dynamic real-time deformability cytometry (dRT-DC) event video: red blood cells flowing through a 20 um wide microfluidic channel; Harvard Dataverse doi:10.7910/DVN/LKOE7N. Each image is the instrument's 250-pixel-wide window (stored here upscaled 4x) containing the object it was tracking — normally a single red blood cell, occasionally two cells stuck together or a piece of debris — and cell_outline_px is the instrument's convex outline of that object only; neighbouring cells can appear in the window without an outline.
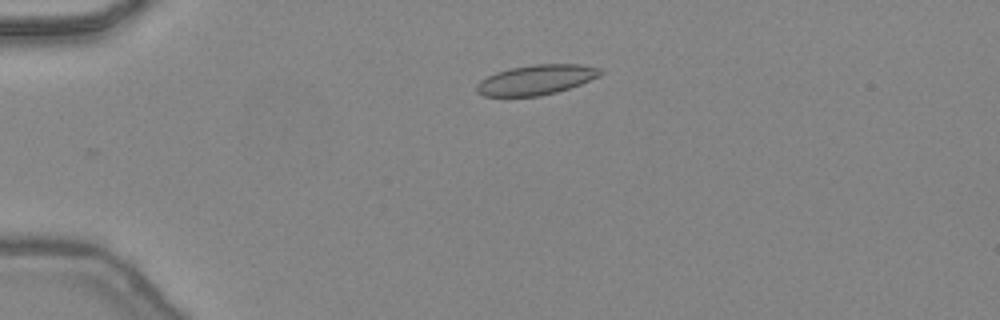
{"species": "common noctule bat (a hibernating species)", "species_latin": "Nyctalus noctula", "temperature_condition": "warm", "stored_images_in_passage": 30, "camera_frame_rate_fps": 3000, "um_per_image_px": 0.085, "animal": {"sex": "female", "body_mass_g": 24.6, "forearm_length_mm": 56.2}, "frame": {"image": 1, "passage_image": 2, "time_ms": 0.333, "image_size_px": [1000, 320], "cell_outline_px": [[604, 72], [600, 76], [580, 84], [556, 92], [540, 96], [484, 96], [476, 92], [476, 84], [480, 80], [496, 72], [508, 68], [532, 64], [580, 64], [600, 68]], "centroid_in_image_um": [45.56, 6.77], "position_along_channel_um": 39.4, "area_um2": 21.68}}
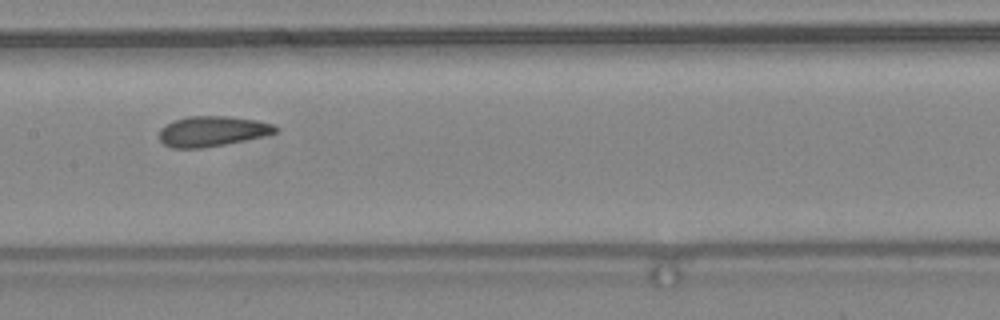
{"frame": {"image": 2, "passage_image": 15, "time_ms": 4.667, "image_size_px": [1000, 320], "cell_outline_px": [[280, 128], [276, 132], [244, 140], [204, 148], [172, 148], [164, 144], [160, 140], [160, 128], [176, 120], [188, 116], [228, 116], [256, 120], [276, 124]], "centroid_in_image_um": [18.06, 11.15], "position_along_channel_um": 189.3, "area_um2": 20.35}}
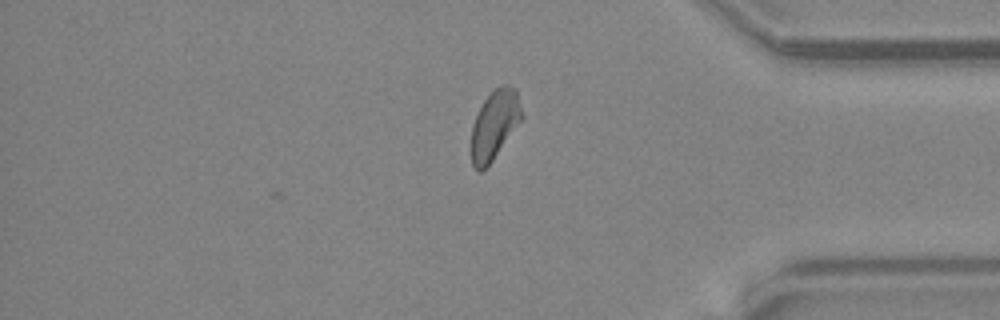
{"frame": {"image": 3, "passage_image": 30, "time_ms": 9.667, "image_size_px": [1000, 320], "cell_outline_px": [[524, 116], [492, 160], [480, 172], [472, 164], [472, 124], [484, 100], [500, 84], [508, 84], [516, 88]], "centroid_in_image_um": [42.06, 10.55], "position_along_channel_um": 393.1, "area_um2": 19.94}, "authors_computed_cell_mechanics": {"area_um2": 20.7791, "velocity_mm_per_s": 4.4572, "shape_relaxation_time_tau1_ms": 4.718, "shape_relaxation_time_tau2_ms": 1.9675, "deformation_change_tau1": 0.109, "deformation_change_tau2": 0.0768}}